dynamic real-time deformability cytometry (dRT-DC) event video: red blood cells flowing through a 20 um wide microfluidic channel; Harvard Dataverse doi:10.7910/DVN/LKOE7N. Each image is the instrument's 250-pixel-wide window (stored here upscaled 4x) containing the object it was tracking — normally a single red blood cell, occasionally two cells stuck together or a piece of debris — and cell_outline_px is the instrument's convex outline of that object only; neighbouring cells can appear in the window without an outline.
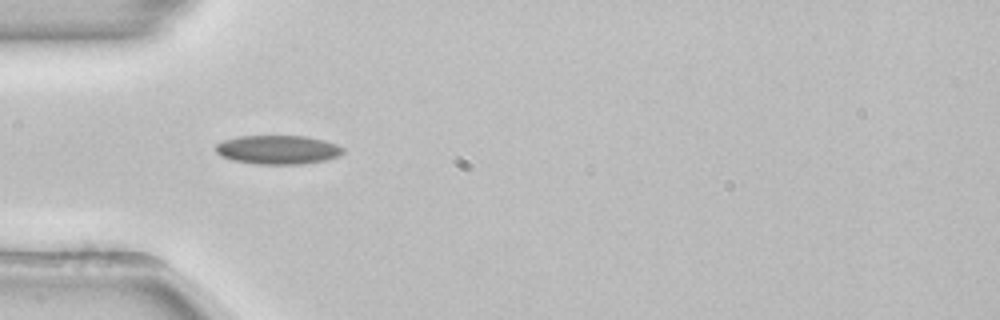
{"species": "common noctule bat (a hibernating species)", "species_latin": "Nyctalus noctula", "temperature_condition": "room temperature", "stored_images_in_passage": 52, "camera_frame_rate_fps": 3000, "um_per_image_px": 0.085, "animal": {"sex": "female", "body_mass_g": 22.7, "forearm_length_mm": 54.2}, "frame": {"image": 1, "passage_image": 16, "time_ms": 5.0, "image_size_px": [1000, 320], "cell_outline_px": [[344, 152], [340, 156], [324, 160], [304, 164], [256, 164], [232, 160], [220, 156], [216, 152], [216, 144], [224, 140], [236, 136], [304, 136], [324, 140], [336, 144], [344, 148]], "centroid_in_image_um": [23.61, 12.73], "position_along_channel_um": 61.4, "area_um2": 21.56}}